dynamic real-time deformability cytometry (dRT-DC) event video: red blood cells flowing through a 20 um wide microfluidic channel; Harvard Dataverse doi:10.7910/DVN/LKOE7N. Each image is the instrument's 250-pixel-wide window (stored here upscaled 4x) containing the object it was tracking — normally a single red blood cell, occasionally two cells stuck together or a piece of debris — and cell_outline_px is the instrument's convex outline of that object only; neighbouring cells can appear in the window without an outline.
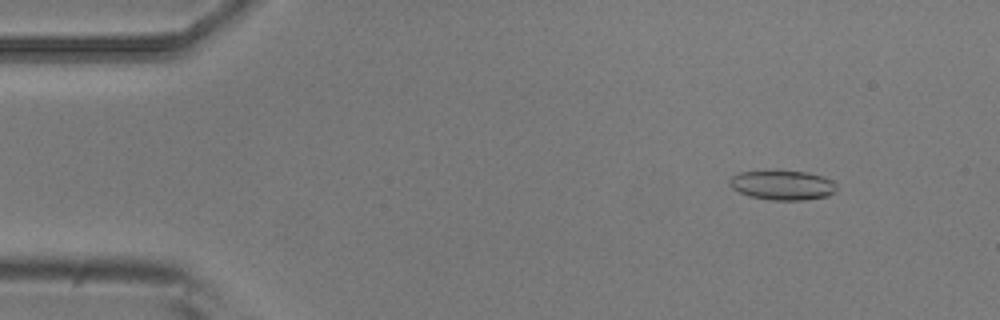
{"species": "common noctule bat (a hibernating species)", "species_latin": "Nyctalus noctula", "temperature_condition": "room temperature", "stored_images_in_passage": 54, "camera_frame_rate_fps": 3000, "um_per_image_px": 0.085, "animal": {"sex": "male", "body_mass_g": 20.5, "forearm_length_mm": 52.5}, "frame": {"image": 1, "passage_image": 6, "time_ms": 1.667, "image_size_px": [1000, 320], "cell_outline_px": [[836, 188], [828, 196], [804, 200], [772, 200], [748, 196], [732, 188], [728, 184], [728, 180], [732, 176], [740, 172], [772, 168], [776, 168], [808, 172], [824, 176], [832, 180], [836, 184]], "centroid_in_image_um": [66.47, 15.68], "position_along_channel_um": 18.5, "area_um2": 19.25}}
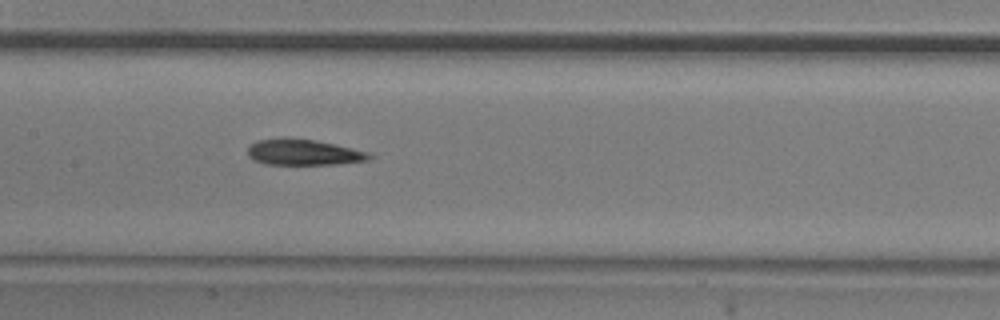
{"frame": {"image": 2, "passage_image": 26, "time_ms": 8.333, "image_size_px": [1000, 320], "cell_outline_px": [[376, 156], [368, 160], [336, 164], [264, 164], [252, 160], [248, 156], [248, 144], [256, 140], [284, 136], [316, 140], [336, 144], [372, 152]], "centroid_in_image_um": [25.8, 12.92], "position_along_channel_um": 181.6, "area_um2": 19.02}}
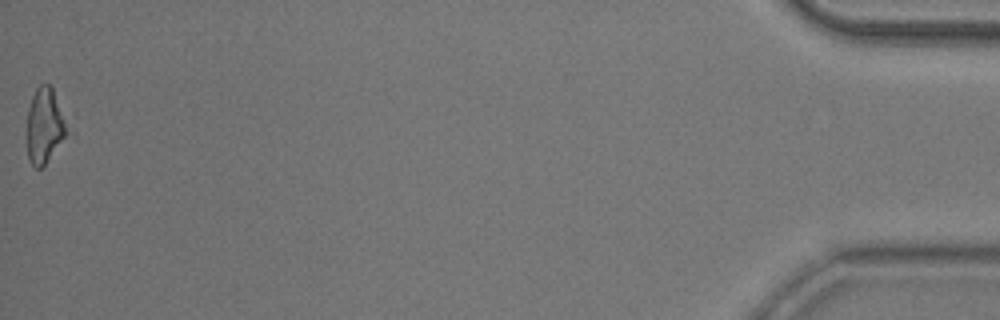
{"frame": {"image": 3, "passage_image": 54, "time_ms": 17.667, "image_size_px": [1000, 320], "cell_outline_px": [[76, 136], [40, 168], [36, 168], [32, 164], [28, 156], [28, 108], [32, 96], [36, 88], [40, 84], [48, 84], [52, 88], [68, 116], [76, 132]], "centroid_in_image_um": [4.01, 10.73], "position_along_channel_um": 431.2, "area_um2": 19.42}}